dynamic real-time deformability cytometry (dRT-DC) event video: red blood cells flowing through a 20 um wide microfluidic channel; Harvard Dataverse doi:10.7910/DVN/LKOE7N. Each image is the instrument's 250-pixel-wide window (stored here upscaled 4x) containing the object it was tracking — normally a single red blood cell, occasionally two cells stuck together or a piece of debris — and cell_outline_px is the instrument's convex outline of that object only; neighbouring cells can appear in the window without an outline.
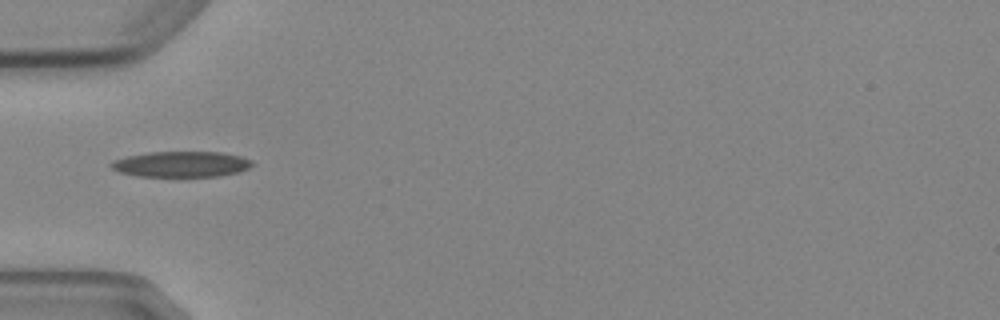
{"species": "Egyptian fruit bat (a non-hibernating species)", "species_latin": "Rousettus aegyptiacus", "temperature_condition": "cold", "stored_images_in_passage": 8, "camera_frame_rate_fps": 3000, "um_per_image_px": 0.085, "animal": {"sex": "female"}, "frame": {"image": 1, "passage_image": 5, "time_ms": 5.0, "image_size_px": [1000, 320], "cell_outline_px": [[252, 164], [248, 168], [240, 172], [220, 176], [136, 176], [120, 172], [112, 168], [108, 164], [112, 160], [128, 156], [148, 152], [224, 152], [240, 156], [252, 160]], "centroid_in_image_um": [15.4, 13.95], "position_along_channel_um": 69.6, "area_um2": 21.15}}
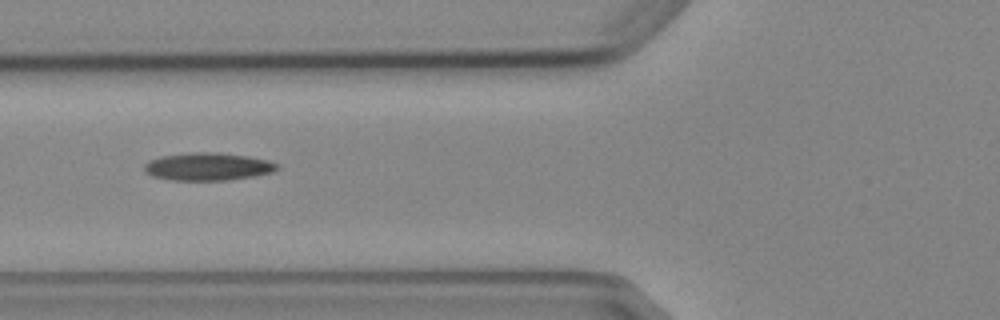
{"frame": {"image": 2, "passage_image": 6, "time_ms": 6.0, "image_size_px": [1000, 320], "cell_outline_px": [[280, 168], [272, 172], [256, 176], [228, 180], [172, 180], [152, 176], [144, 172], [144, 164], [148, 160], [160, 156], [192, 152], [216, 152], [248, 156], [268, 160], [280, 164]], "centroid_in_image_um": [17.68, 14.16], "position_along_channel_um": 108.1, "area_um2": 21.73}}